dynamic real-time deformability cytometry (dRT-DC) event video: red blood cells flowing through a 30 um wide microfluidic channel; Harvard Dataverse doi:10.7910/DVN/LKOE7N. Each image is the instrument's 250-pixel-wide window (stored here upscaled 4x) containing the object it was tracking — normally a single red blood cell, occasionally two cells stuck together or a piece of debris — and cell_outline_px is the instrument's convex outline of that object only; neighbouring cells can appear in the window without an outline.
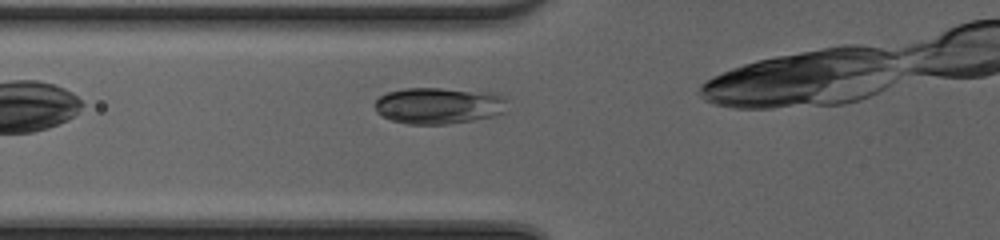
{"species": "common noctule bat (a hibernating species)", "species_latin": "Nyctalus noctula", "temperature_condition": "cold", "stored_images_in_passage": 7, "camera_frame_rate_fps": 3000, "um_per_image_px": 0.085, "animal": {"sex": "female", "body_mass_g": 20.0, "forearm_length_mm": 54.0}, "frame": {"image": 1, "passage_image": 3, "time_ms": 0.667, "image_size_px": [1000, 240], "cell_outline_px": [[504, 112], [492, 116], [472, 120], [448, 124], [408, 124], [392, 120], [380, 116], [376, 112], [372, 104], [380, 96], [388, 92], [404, 88], [440, 88], [496, 92], [504, 100]], "centroid_in_image_um": [37.22, 8.97], "position_along_channel_um": 88.6, "area_um2": 28.21}}
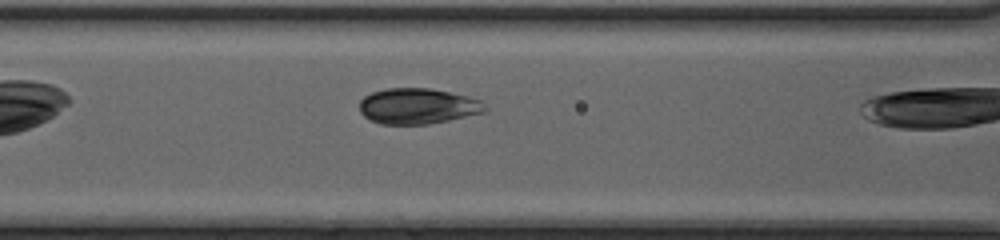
{"frame": {"image": 2, "passage_image": 6, "time_ms": 1.667, "image_size_px": [1000, 240], "cell_outline_px": [[488, 108], [484, 112], [448, 120], [428, 124], [380, 124], [364, 116], [360, 112], [360, 100], [364, 96], [372, 92], [384, 88], [428, 88], [468, 96], [480, 100]], "centroid_in_image_um": [35.49, 9.01], "position_along_channel_um": 131.1, "area_um2": 26.01}}